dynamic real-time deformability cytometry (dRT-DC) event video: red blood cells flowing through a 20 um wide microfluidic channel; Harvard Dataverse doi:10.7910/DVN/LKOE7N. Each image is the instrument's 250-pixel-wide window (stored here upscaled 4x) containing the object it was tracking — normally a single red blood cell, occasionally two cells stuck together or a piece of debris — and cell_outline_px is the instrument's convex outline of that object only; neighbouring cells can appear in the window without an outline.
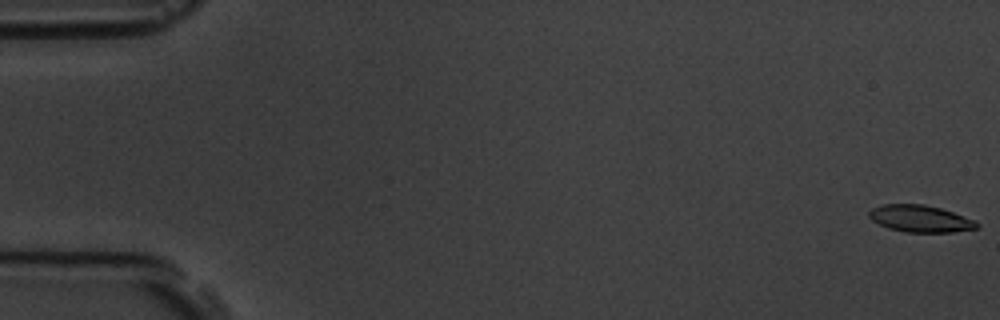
{"species": "common noctule bat (a hibernating species)", "species_latin": "Nyctalus noctula", "temperature_condition": "room temperature", "stored_images_in_passage": 5, "camera_frame_rate_fps": 3000, "um_per_image_px": 0.085, "animal": {"sex": "male", "body_mass_g": 19.5, "forearm_length_mm": 54.6}, "frame": {"image": 1, "passage_image": 1, "time_ms": 0.0, "image_size_px": [1000, 320], "cell_outline_px": [[980, 228], [952, 232], [904, 232], [888, 228], [872, 220], [868, 216], [868, 212], [872, 208], [880, 204], [924, 204], [940, 208], [976, 220], [980, 224]], "centroid_in_image_um": [78.23, 18.58], "position_along_channel_um": 6.8, "area_um2": 17.05}}
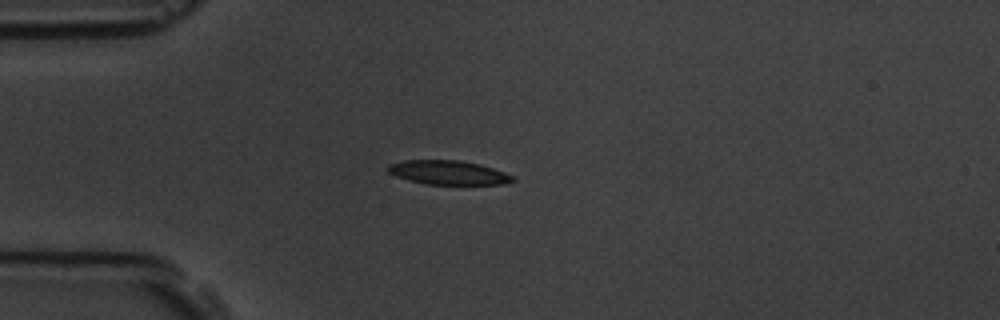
{"frame": {"image": 2, "passage_image": 5, "time_ms": 4.667, "image_size_px": [1000, 320], "cell_outline_px": [[516, 180], [500, 184], [424, 184], [408, 180], [396, 176], [388, 172], [384, 168], [388, 164], [404, 160], [460, 160], [480, 164], [516, 176]], "centroid_in_image_um": [38.07, 14.66], "position_along_channel_um": 46.9, "area_um2": 17.63}}